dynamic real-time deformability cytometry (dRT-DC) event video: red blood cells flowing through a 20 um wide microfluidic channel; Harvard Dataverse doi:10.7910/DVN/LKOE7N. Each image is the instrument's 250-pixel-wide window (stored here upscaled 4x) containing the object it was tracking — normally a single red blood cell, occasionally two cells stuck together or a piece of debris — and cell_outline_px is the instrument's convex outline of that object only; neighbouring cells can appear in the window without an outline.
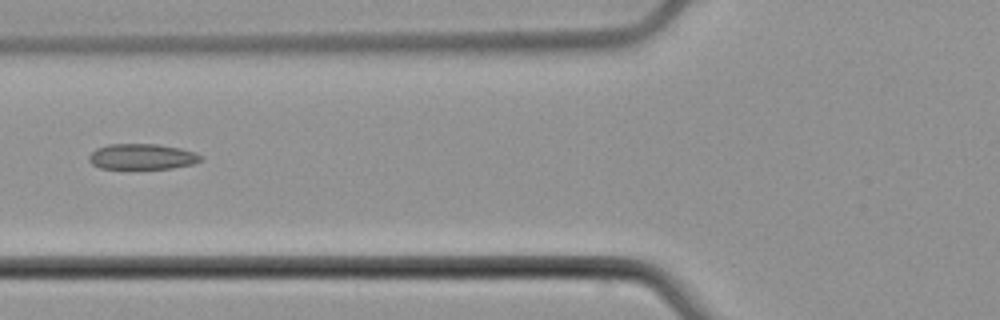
{"species": "common noctule bat (a hibernating species)", "species_latin": "Nyctalus noctula", "temperature_condition": "cold", "stored_images_in_passage": 6, "camera_frame_rate_fps": 3000, "um_per_image_px": 0.085, "animal": {"sex": "male", "body_mass_g": 21.5, "forearm_length_mm": 52.0}, "frame": {"image": 1, "passage_image": 5, "time_ms": 6.0, "image_size_px": [1000, 320], "cell_outline_px": [[204, 156], [200, 160], [192, 164], [172, 168], [100, 168], [92, 164], [88, 160], [88, 156], [96, 148], [108, 144], [160, 144], [180, 148], [196, 152]], "centroid_in_image_um": [12.08, 13.3], "position_along_channel_um": 113.7, "area_um2": 16.7}}
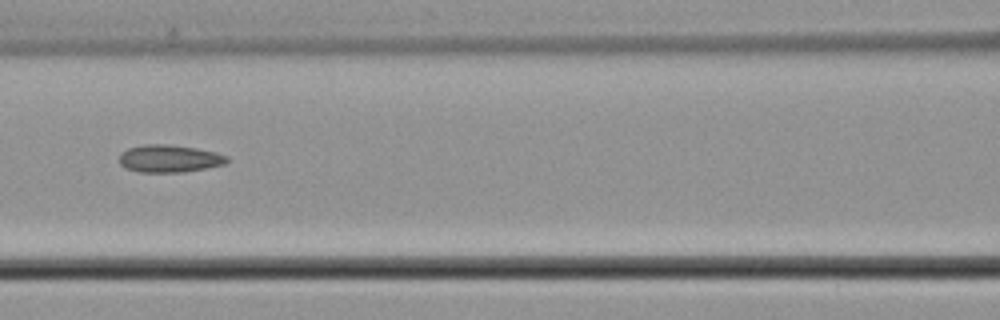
{"frame": {"image": 2, "passage_image": 6, "time_ms": 7.0, "image_size_px": [1000, 320], "cell_outline_px": [[228, 164], [184, 172], [140, 172], [124, 168], [120, 164], [120, 152], [128, 148], [144, 144], [168, 144], [196, 148], [216, 152], [228, 156]], "centroid_in_image_um": [14.4, 13.48], "position_along_channel_um": 152.2, "area_um2": 17.46}}